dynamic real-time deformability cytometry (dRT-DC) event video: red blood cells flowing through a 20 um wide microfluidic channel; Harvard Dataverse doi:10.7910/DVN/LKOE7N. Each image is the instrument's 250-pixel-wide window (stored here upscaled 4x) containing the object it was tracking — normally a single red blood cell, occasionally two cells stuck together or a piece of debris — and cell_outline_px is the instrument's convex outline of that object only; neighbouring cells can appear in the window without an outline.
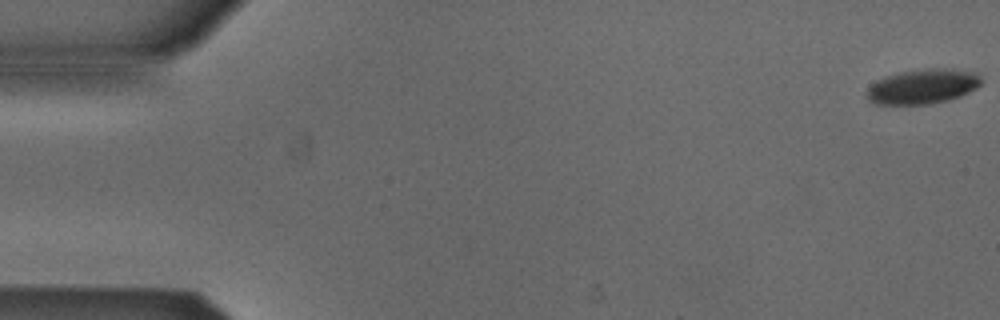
{"species": "Egyptian fruit bat (a non-hibernating species)", "species_latin": "Rousettus aegyptiacus", "temperature_condition": "cold", "stored_images_in_passage": 24, "camera_frame_rate_fps": 3000, "um_per_image_px": 0.085, "animal": {"sex": "male"}, "frame": {"image": 1, "passage_image": 1, "time_ms": 0.0, "image_size_px": [1000, 320], "cell_outline_px": [[980, 84], [976, 88], [960, 96], [948, 100], [928, 104], [876, 104], [868, 100], [864, 92], [876, 80], [884, 76], [900, 72], [928, 68], [932, 68], [972, 72], [980, 76]], "centroid_in_image_um": [78.35, 7.36], "position_along_channel_um": 6.6, "area_um2": 22.95}}
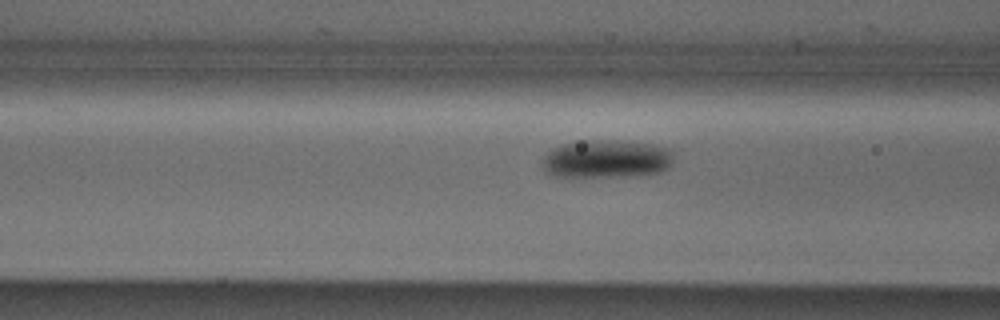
{"frame": {"image": 2, "passage_image": 21, "time_ms": 6.667, "image_size_px": [1000, 320], "cell_outline_px": [[672, 164], [668, 168], [660, 172], [608, 176], [552, 176], [544, 172], [540, 164], [544, 156], [552, 148], [560, 144], [580, 140], [616, 140], [652, 144], [672, 148]], "centroid_in_image_um": [51.49, 13.48], "position_along_channel_um": 115.1, "area_um2": 29.3}}
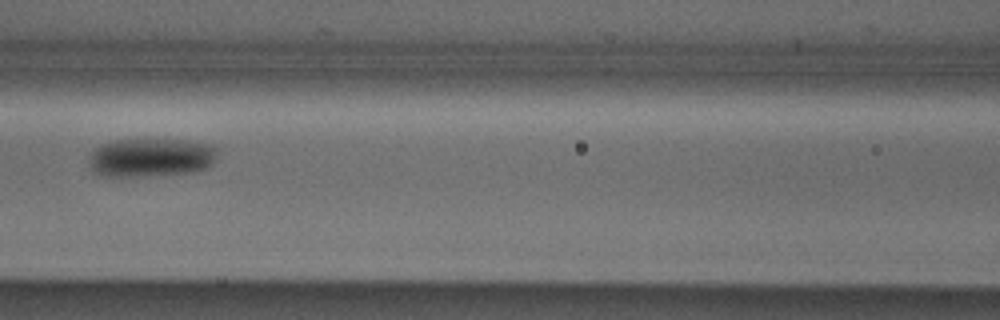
{"frame": {"image": 3, "passage_image": 24, "time_ms": 7.667, "image_size_px": [1000, 320], "cell_outline_px": [[216, 160], [208, 168], [196, 172], [120, 180], [100, 176], [88, 164], [88, 160], [92, 152], [100, 144], [112, 140], [188, 140], [212, 144], [216, 148]], "centroid_in_image_um": [12.8, 13.45], "position_along_channel_um": 153.8, "area_um2": 30.23}}